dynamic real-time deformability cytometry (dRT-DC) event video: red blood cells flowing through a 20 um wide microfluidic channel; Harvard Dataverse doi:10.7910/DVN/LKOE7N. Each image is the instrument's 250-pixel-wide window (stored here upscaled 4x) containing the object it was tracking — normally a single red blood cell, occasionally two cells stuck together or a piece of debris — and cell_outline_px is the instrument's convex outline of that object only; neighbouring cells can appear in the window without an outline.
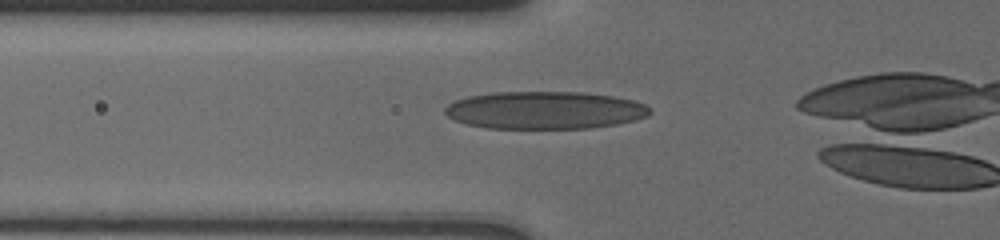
{"species": "human", "species_latin": "Homo sapiens", "temperature_condition": "cold", "stored_images_in_passage": 44, "camera_frame_rate_fps": 3000, "um_per_image_px": 0.085, "donor": {"sex": "male"}, "frame": {"image": 1, "passage_image": 13, "time_ms": 3.667, "image_size_px": [1000, 240], "cell_outline_px": [[652, 112], [648, 116], [636, 120], [616, 124], [592, 128], [488, 128], [468, 124], [456, 120], [448, 116], [444, 112], [444, 108], [448, 104], [456, 100], [468, 96], [492, 92], [584, 92], [612, 96], [632, 100], [644, 104]], "centroid_in_image_um": [46.31, 9.36], "position_along_channel_um": 79.5, "area_um2": 44.91}}
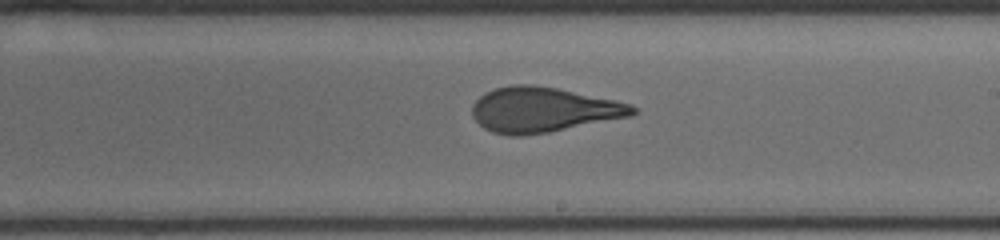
{"frame": {"image": 2, "passage_image": 27, "time_ms": 8.0, "image_size_px": [1000, 240], "cell_outline_px": [[636, 112], [632, 116], [548, 132], [524, 136], [512, 136], [492, 132], [484, 128], [472, 116], [472, 104], [484, 92], [496, 88], [512, 84], [532, 84], [556, 88], [616, 100], [632, 104], [636, 108]], "centroid_in_image_um": [46.15, 9.32], "position_along_channel_um": 242.8, "area_um2": 42.14}}
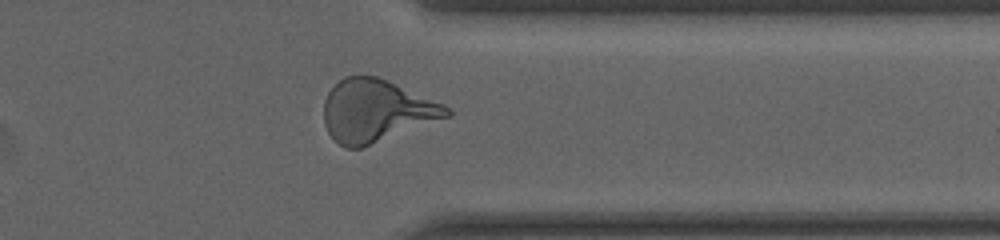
{"frame": {"image": 3, "passage_image": 38, "time_ms": 11.667, "image_size_px": [1000, 240], "cell_outline_px": [[452, 116], [360, 148], [344, 148], [328, 132], [324, 124], [324, 100], [328, 92], [344, 76], [376, 76], [388, 80], [444, 104], [452, 112]], "centroid_in_image_um": [31.99, 9.41], "position_along_channel_um": 379.4, "area_um2": 44.45}}